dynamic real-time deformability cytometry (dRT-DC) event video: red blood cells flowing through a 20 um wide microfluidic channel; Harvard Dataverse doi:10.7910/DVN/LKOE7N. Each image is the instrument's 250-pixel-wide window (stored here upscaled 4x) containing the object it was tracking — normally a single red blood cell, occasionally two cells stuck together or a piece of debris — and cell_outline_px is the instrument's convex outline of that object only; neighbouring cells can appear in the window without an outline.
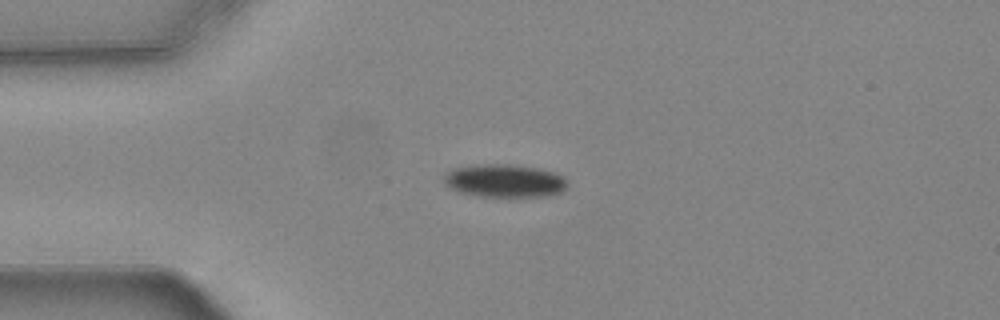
{"species": "common noctule bat (a hibernating species)", "species_latin": "Nyctalus noctula", "temperature_condition": "warm", "stored_images_in_passage": 35, "camera_frame_rate_fps": 3000, "um_per_image_px": 0.085, "animal": {"sex": "female", "body_mass_g": 24.6, "forearm_length_mm": 56.2}, "frame": {"image": 1, "passage_image": 1, "time_ms": 0.0, "image_size_px": [1000, 320], "cell_outline_px": [[568, 188], [564, 192], [552, 196], [480, 196], [460, 192], [444, 184], [444, 176], [452, 168], [488, 164], [508, 164], [536, 168], [552, 172], [560, 176], [568, 184]], "centroid_in_image_um": [42.91, 15.38], "position_along_channel_um": 42.1, "area_um2": 23.52}}
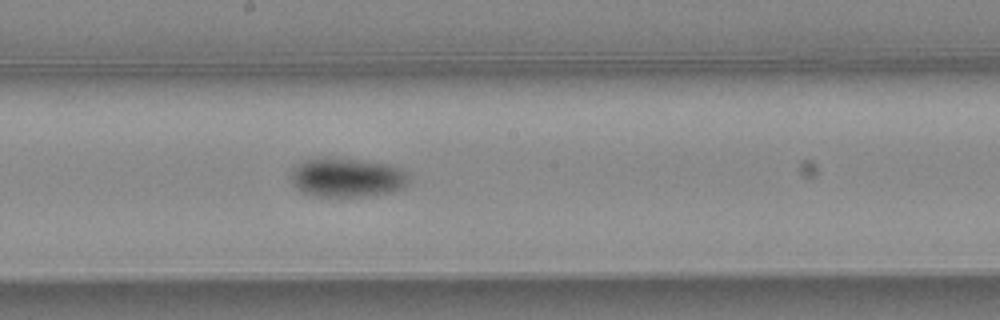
{"frame": {"image": 2, "passage_image": 17, "time_ms": 5.333, "image_size_px": [1000, 320], "cell_outline_px": [[408, 184], [404, 188], [392, 192], [368, 196], [308, 196], [300, 192], [296, 188], [292, 180], [292, 168], [296, 164], [312, 156], [320, 156], [356, 160], [384, 164], [400, 168], [408, 176]], "centroid_in_image_um": [29.43, 15.09], "position_along_channel_um": 218.8, "area_um2": 27.17}}
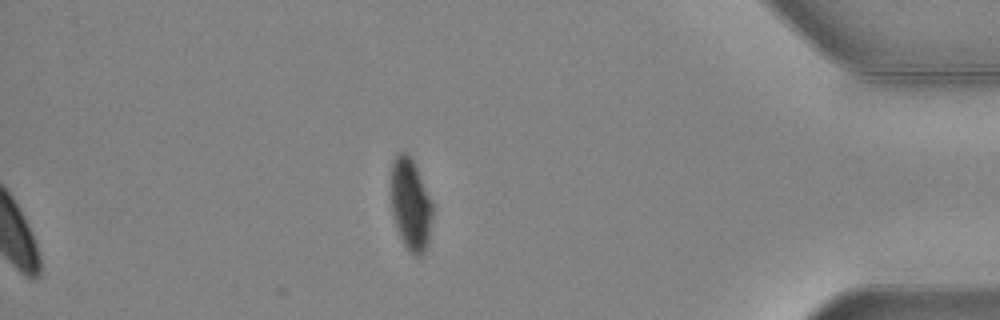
{"frame": {"image": 3, "passage_image": 35, "time_ms": 11.333, "image_size_px": [1000, 320], "cell_outline_px": [[432, 216], [428, 244], [424, 252], [420, 256], [412, 256], [404, 244], [400, 236], [392, 216], [392, 160], [400, 152], [408, 152], [432, 200]], "centroid_in_image_um": [34.91, 17.41], "position_along_channel_um": 400.3, "area_um2": 22.08}, "authors_computed_cell_mechanics": {"area_um2": 25.3164, "velocity_mm_per_s": 3.7295, "shape_relaxation_time_tau1_ms": 4.3942, "shape_relaxation_time_tau2_ms": null, "deformation_change_tau1": 0.1115, "deformation_change_tau2": null}}